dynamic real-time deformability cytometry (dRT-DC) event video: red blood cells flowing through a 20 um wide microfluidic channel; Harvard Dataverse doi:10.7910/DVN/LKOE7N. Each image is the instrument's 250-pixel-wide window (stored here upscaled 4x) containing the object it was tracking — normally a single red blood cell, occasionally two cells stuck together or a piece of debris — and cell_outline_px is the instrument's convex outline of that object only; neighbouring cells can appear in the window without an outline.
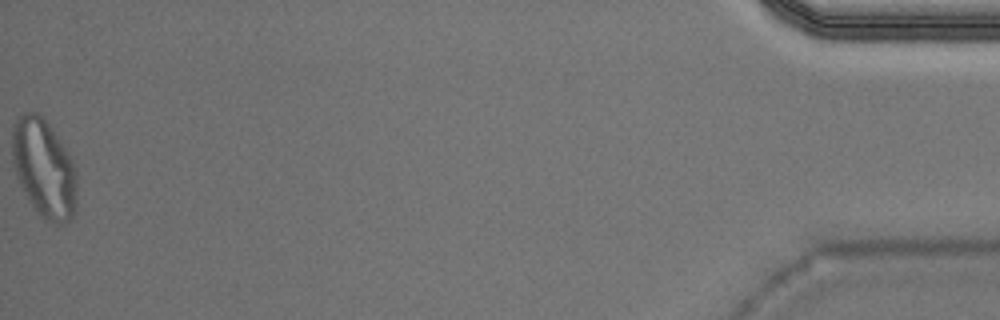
{"species": "Egyptian fruit bat (a non-hibernating species)", "species_latin": "Rousettus aegyptiacus", "temperature_condition": "warm", "stored_images_in_passage": 43, "segment_of_instrument_passage": [2, 2], "camera_frame_rate_fps": 3000, "um_per_image_px": 0.085, "animal": {"sex": "male"}, "frame": {"image": 1, "passage_image": 43, "time_ms": 14.0, "image_size_px": [1000, 320], "cell_outline_px": [[76, 212], [72, 220], [60, 224], [56, 224], [44, 220], [40, 216], [28, 200], [16, 176], [12, 160], [12, 124], [20, 116], [28, 112], [36, 112], [44, 116], [68, 152], [76, 168]], "centroid_in_image_um": [3.75, 14.32], "position_along_channel_um": 431.5, "area_um2": 37.63}}